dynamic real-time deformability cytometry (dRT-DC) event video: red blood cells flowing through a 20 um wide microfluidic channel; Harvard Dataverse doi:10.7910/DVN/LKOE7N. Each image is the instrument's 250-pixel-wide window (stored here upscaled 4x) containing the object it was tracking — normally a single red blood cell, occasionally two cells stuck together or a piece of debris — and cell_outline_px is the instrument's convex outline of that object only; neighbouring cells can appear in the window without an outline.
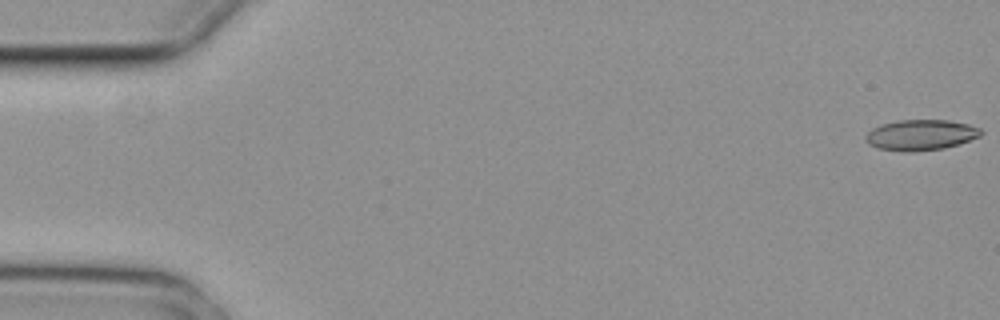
{"species": "common noctule bat (a hibernating species)", "species_latin": "Nyctalus noctula", "temperature_condition": "cold", "stored_images_in_passage": 5, "camera_frame_rate_fps": 3000, "um_per_image_px": 0.085, "animal": {"sex": "female", "body_mass_g": 29.2, "forearm_length_mm": 56.3}, "frame": {"image": 1, "passage_image": 1, "time_ms": 0.0, "image_size_px": [1000, 320], "cell_outline_px": [[984, 132], [980, 136], [944, 148], [912, 152], [900, 152], [880, 148], [868, 144], [864, 136], [872, 128], [884, 124], [900, 120], [948, 120], [968, 124], [980, 128]], "centroid_in_image_um": [78.26, 11.47], "position_along_channel_um": 6.7, "area_um2": 20.46}}
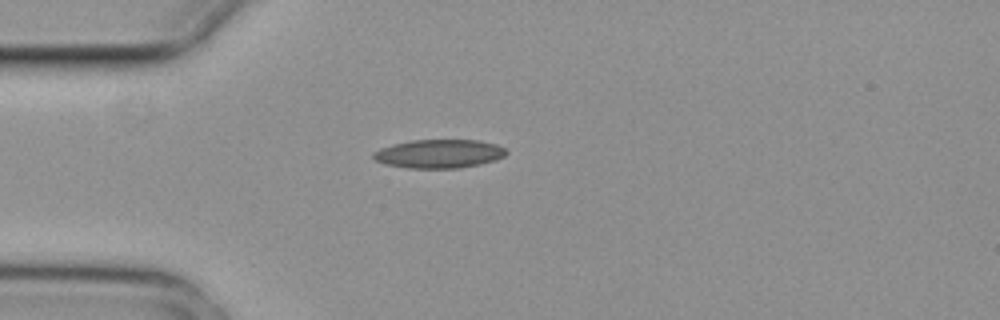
{"frame": {"image": 2, "passage_image": 5, "time_ms": 1.333, "image_size_px": [1000, 320], "cell_outline_px": [[508, 152], [504, 156], [480, 164], [460, 168], [408, 168], [384, 164], [376, 160], [372, 156], [372, 152], [380, 148], [392, 144], [412, 140], [476, 140], [496, 144], [504, 148]], "centroid_in_image_um": [37.28, 13.07], "position_along_channel_um": 47.7, "area_um2": 22.14}}